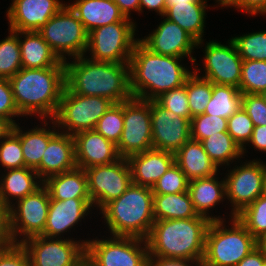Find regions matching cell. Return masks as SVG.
I'll return each instance as SVG.
<instances>
[{
  "label": "cell",
  "mask_w": 266,
  "mask_h": 266,
  "mask_svg": "<svg viewBox=\"0 0 266 266\" xmlns=\"http://www.w3.org/2000/svg\"><path fill=\"white\" fill-rule=\"evenodd\" d=\"M236 218L257 239L266 231V197L264 195L259 196L239 213Z\"/></svg>",
  "instance_id": "obj_39"
},
{
  "label": "cell",
  "mask_w": 266,
  "mask_h": 266,
  "mask_svg": "<svg viewBox=\"0 0 266 266\" xmlns=\"http://www.w3.org/2000/svg\"><path fill=\"white\" fill-rule=\"evenodd\" d=\"M201 144L210 159L220 169L229 166L233 162L241 161L242 148L234 141L228 132H218L201 141ZM237 160V161H236Z\"/></svg>",
  "instance_id": "obj_33"
},
{
  "label": "cell",
  "mask_w": 266,
  "mask_h": 266,
  "mask_svg": "<svg viewBox=\"0 0 266 266\" xmlns=\"http://www.w3.org/2000/svg\"><path fill=\"white\" fill-rule=\"evenodd\" d=\"M238 9L252 16L258 13L266 15V0H241V5L237 8V11Z\"/></svg>",
  "instance_id": "obj_51"
},
{
  "label": "cell",
  "mask_w": 266,
  "mask_h": 266,
  "mask_svg": "<svg viewBox=\"0 0 266 266\" xmlns=\"http://www.w3.org/2000/svg\"><path fill=\"white\" fill-rule=\"evenodd\" d=\"M263 195L266 197V174H265V177H264Z\"/></svg>",
  "instance_id": "obj_60"
},
{
  "label": "cell",
  "mask_w": 266,
  "mask_h": 266,
  "mask_svg": "<svg viewBox=\"0 0 266 266\" xmlns=\"http://www.w3.org/2000/svg\"><path fill=\"white\" fill-rule=\"evenodd\" d=\"M239 90L242 94L266 91V61L243 60Z\"/></svg>",
  "instance_id": "obj_37"
},
{
  "label": "cell",
  "mask_w": 266,
  "mask_h": 266,
  "mask_svg": "<svg viewBox=\"0 0 266 266\" xmlns=\"http://www.w3.org/2000/svg\"><path fill=\"white\" fill-rule=\"evenodd\" d=\"M91 207L93 208L91 199L59 201L50 197L47 222L41 235L48 238H62L63 233L69 232L72 227L75 229L74 226L89 214Z\"/></svg>",
  "instance_id": "obj_21"
},
{
  "label": "cell",
  "mask_w": 266,
  "mask_h": 266,
  "mask_svg": "<svg viewBox=\"0 0 266 266\" xmlns=\"http://www.w3.org/2000/svg\"><path fill=\"white\" fill-rule=\"evenodd\" d=\"M0 116L12 126L16 124L15 117H24L18 110L9 79L0 78Z\"/></svg>",
  "instance_id": "obj_46"
},
{
  "label": "cell",
  "mask_w": 266,
  "mask_h": 266,
  "mask_svg": "<svg viewBox=\"0 0 266 266\" xmlns=\"http://www.w3.org/2000/svg\"><path fill=\"white\" fill-rule=\"evenodd\" d=\"M89 56L64 61L66 88L82 96L108 98L113 103L133 98L129 63L95 61Z\"/></svg>",
  "instance_id": "obj_1"
},
{
  "label": "cell",
  "mask_w": 266,
  "mask_h": 266,
  "mask_svg": "<svg viewBox=\"0 0 266 266\" xmlns=\"http://www.w3.org/2000/svg\"><path fill=\"white\" fill-rule=\"evenodd\" d=\"M12 125L0 116V140L11 130Z\"/></svg>",
  "instance_id": "obj_56"
},
{
  "label": "cell",
  "mask_w": 266,
  "mask_h": 266,
  "mask_svg": "<svg viewBox=\"0 0 266 266\" xmlns=\"http://www.w3.org/2000/svg\"><path fill=\"white\" fill-rule=\"evenodd\" d=\"M19 44L22 68L65 67L38 31H19Z\"/></svg>",
  "instance_id": "obj_26"
},
{
  "label": "cell",
  "mask_w": 266,
  "mask_h": 266,
  "mask_svg": "<svg viewBox=\"0 0 266 266\" xmlns=\"http://www.w3.org/2000/svg\"><path fill=\"white\" fill-rule=\"evenodd\" d=\"M153 205L155 221L187 219L198 216L188 191L153 195Z\"/></svg>",
  "instance_id": "obj_32"
},
{
  "label": "cell",
  "mask_w": 266,
  "mask_h": 266,
  "mask_svg": "<svg viewBox=\"0 0 266 266\" xmlns=\"http://www.w3.org/2000/svg\"><path fill=\"white\" fill-rule=\"evenodd\" d=\"M191 139L202 141L218 132H227V119L219 116L201 114L191 118Z\"/></svg>",
  "instance_id": "obj_42"
},
{
  "label": "cell",
  "mask_w": 266,
  "mask_h": 266,
  "mask_svg": "<svg viewBox=\"0 0 266 266\" xmlns=\"http://www.w3.org/2000/svg\"><path fill=\"white\" fill-rule=\"evenodd\" d=\"M152 147L176 153L191 139L190 120L151 100Z\"/></svg>",
  "instance_id": "obj_17"
},
{
  "label": "cell",
  "mask_w": 266,
  "mask_h": 266,
  "mask_svg": "<svg viewBox=\"0 0 266 266\" xmlns=\"http://www.w3.org/2000/svg\"><path fill=\"white\" fill-rule=\"evenodd\" d=\"M207 8V0L177 3L176 5L167 6L164 17L188 32L197 41L198 48L204 42Z\"/></svg>",
  "instance_id": "obj_29"
},
{
  "label": "cell",
  "mask_w": 266,
  "mask_h": 266,
  "mask_svg": "<svg viewBox=\"0 0 266 266\" xmlns=\"http://www.w3.org/2000/svg\"><path fill=\"white\" fill-rule=\"evenodd\" d=\"M123 131L117 146L121 158L153 149L151 100L132 98L123 102Z\"/></svg>",
  "instance_id": "obj_14"
},
{
  "label": "cell",
  "mask_w": 266,
  "mask_h": 266,
  "mask_svg": "<svg viewBox=\"0 0 266 266\" xmlns=\"http://www.w3.org/2000/svg\"><path fill=\"white\" fill-rule=\"evenodd\" d=\"M242 108L254 126H266V102L261 94H242Z\"/></svg>",
  "instance_id": "obj_47"
},
{
  "label": "cell",
  "mask_w": 266,
  "mask_h": 266,
  "mask_svg": "<svg viewBox=\"0 0 266 266\" xmlns=\"http://www.w3.org/2000/svg\"><path fill=\"white\" fill-rule=\"evenodd\" d=\"M250 144L257 151L266 153V126H254L252 137L247 145Z\"/></svg>",
  "instance_id": "obj_52"
},
{
  "label": "cell",
  "mask_w": 266,
  "mask_h": 266,
  "mask_svg": "<svg viewBox=\"0 0 266 266\" xmlns=\"http://www.w3.org/2000/svg\"><path fill=\"white\" fill-rule=\"evenodd\" d=\"M265 258L266 252L256 247L236 266H263Z\"/></svg>",
  "instance_id": "obj_53"
},
{
  "label": "cell",
  "mask_w": 266,
  "mask_h": 266,
  "mask_svg": "<svg viewBox=\"0 0 266 266\" xmlns=\"http://www.w3.org/2000/svg\"><path fill=\"white\" fill-rule=\"evenodd\" d=\"M197 64L193 65L194 72L185 81L187 90L188 105L191 112V118L204 114L205 108L212 97L213 83L200 77Z\"/></svg>",
  "instance_id": "obj_35"
},
{
  "label": "cell",
  "mask_w": 266,
  "mask_h": 266,
  "mask_svg": "<svg viewBox=\"0 0 266 266\" xmlns=\"http://www.w3.org/2000/svg\"><path fill=\"white\" fill-rule=\"evenodd\" d=\"M210 222V219L201 215L154 221L145 239L149 256L202 261Z\"/></svg>",
  "instance_id": "obj_4"
},
{
  "label": "cell",
  "mask_w": 266,
  "mask_h": 266,
  "mask_svg": "<svg viewBox=\"0 0 266 266\" xmlns=\"http://www.w3.org/2000/svg\"><path fill=\"white\" fill-rule=\"evenodd\" d=\"M183 59L154 53L138 41L129 62L133 98L155 100L164 92L184 85L194 71L182 65Z\"/></svg>",
  "instance_id": "obj_2"
},
{
  "label": "cell",
  "mask_w": 266,
  "mask_h": 266,
  "mask_svg": "<svg viewBox=\"0 0 266 266\" xmlns=\"http://www.w3.org/2000/svg\"><path fill=\"white\" fill-rule=\"evenodd\" d=\"M135 22H116L93 29L88 33L86 53L89 59L114 63H129L139 38Z\"/></svg>",
  "instance_id": "obj_9"
},
{
  "label": "cell",
  "mask_w": 266,
  "mask_h": 266,
  "mask_svg": "<svg viewBox=\"0 0 266 266\" xmlns=\"http://www.w3.org/2000/svg\"><path fill=\"white\" fill-rule=\"evenodd\" d=\"M216 3L221 7H234L235 9L238 8L241 5V0H216Z\"/></svg>",
  "instance_id": "obj_57"
},
{
  "label": "cell",
  "mask_w": 266,
  "mask_h": 266,
  "mask_svg": "<svg viewBox=\"0 0 266 266\" xmlns=\"http://www.w3.org/2000/svg\"><path fill=\"white\" fill-rule=\"evenodd\" d=\"M155 101L166 110L176 113L180 117L191 121V112L188 105L187 90L185 85L164 92Z\"/></svg>",
  "instance_id": "obj_45"
},
{
  "label": "cell",
  "mask_w": 266,
  "mask_h": 266,
  "mask_svg": "<svg viewBox=\"0 0 266 266\" xmlns=\"http://www.w3.org/2000/svg\"><path fill=\"white\" fill-rule=\"evenodd\" d=\"M238 54L243 60L266 61V31L242 34L232 37Z\"/></svg>",
  "instance_id": "obj_38"
},
{
  "label": "cell",
  "mask_w": 266,
  "mask_h": 266,
  "mask_svg": "<svg viewBox=\"0 0 266 266\" xmlns=\"http://www.w3.org/2000/svg\"><path fill=\"white\" fill-rule=\"evenodd\" d=\"M175 163L180 167L190 181L210 177L218 173L219 168L210 159L200 141L185 142L175 153Z\"/></svg>",
  "instance_id": "obj_30"
},
{
  "label": "cell",
  "mask_w": 266,
  "mask_h": 266,
  "mask_svg": "<svg viewBox=\"0 0 266 266\" xmlns=\"http://www.w3.org/2000/svg\"><path fill=\"white\" fill-rule=\"evenodd\" d=\"M38 32L61 61L86 55L88 32L67 4Z\"/></svg>",
  "instance_id": "obj_7"
},
{
  "label": "cell",
  "mask_w": 266,
  "mask_h": 266,
  "mask_svg": "<svg viewBox=\"0 0 266 266\" xmlns=\"http://www.w3.org/2000/svg\"><path fill=\"white\" fill-rule=\"evenodd\" d=\"M33 236L21 242L30 266H80L85 262L87 240Z\"/></svg>",
  "instance_id": "obj_11"
},
{
  "label": "cell",
  "mask_w": 266,
  "mask_h": 266,
  "mask_svg": "<svg viewBox=\"0 0 266 266\" xmlns=\"http://www.w3.org/2000/svg\"><path fill=\"white\" fill-rule=\"evenodd\" d=\"M112 104L108 98L77 95L65 87L53 120L60 132L69 135L93 130Z\"/></svg>",
  "instance_id": "obj_10"
},
{
  "label": "cell",
  "mask_w": 266,
  "mask_h": 266,
  "mask_svg": "<svg viewBox=\"0 0 266 266\" xmlns=\"http://www.w3.org/2000/svg\"><path fill=\"white\" fill-rule=\"evenodd\" d=\"M123 124V102L113 103L98 120L94 130L117 145L121 138Z\"/></svg>",
  "instance_id": "obj_40"
},
{
  "label": "cell",
  "mask_w": 266,
  "mask_h": 266,
  "mask_svg": "<svg viewBox=\"0 0 266 266\" xmlns=\"http://www.w3.org/2000/svg\"><path fill=\"white\" fill-rule=\"evenodd\" d=\"M9 36L0 41V78L10 79L22 69L19 31L9 29Z\"/></svg>",
  "instance_id": "obj_36"
},
{
  "label": "cell",
  "mask_w": 266,
  "mask_h": 266,
  "mask_svg": "<svg viewBox=\"0 0 266 266\" xmlns=\"http://www.w3.org/2000/svg\"><path fill=\"white\" fill-rule=\"evenodd\" d=\"M148 266H202V261L169 258L160 256H149Z\"/></svg>",
  "instance_id": "obj_50"
},
{
  "label": "cell",
  "mask_w": 266,
  "mask_h": 266,
  "mask_svg": "<svg viewBox=\"0 0 266 266\" xmlns=\"http://www.w3.org/2000/svg\"><path fill=\"white\" fill-rule=\"evenodd\" d=\"M234 165L225 176L226 199L230 201L231 218L263 195L266 163L259 159ZM242 164V165H241Z\"/></svg>",
  "instance_id": "obj_12"
},
{
  "label": "cell",
  "mask_w": 266,
  "mask_h": 266,
  "mask_svg": "<svg viewBox=\"0 0 266 266\" xmlns=\"http://www.w3.org/2000/svg\"><path fill=\"white\" fill-rule=\"evenodd\" d=\"M0 266H30V258L21 243L0 248Z\"/></svg>",
  "instance_id": "obj_48"
},
{
  "label": "cell",
  "mask_w": 266,
  "mask_h": 266,
  "mask_svg": "<svg viewBox=\"0 0 266 266\" xmlns=\"http://www.w3.org/2000/svg\"><path fill=\"white\" fill-rule=\"evenodd\" d=\"M257 247L266 252V231L257 239Z\"/></svg>",
  "instance_id": "obj_58"
},
{
  "label": "cell",
  "mask_w": 266,
  "mask_h": 266,
  "mask_svg": "<svg viewBox=\"0 0 266 266\" xmlns=\"http://www.w3.org/2000/svg\"><path fill=\"white\" fill-rule=\"evenodd\" d=\"M15 104L23 116L53 119L66 87L65 67L22 68L10 79Z\"/></svg>",
  "instance_id": "obj_3"
},
{
  "label": "cell",
  "mask_w": 266,
  "mask_h": 266,
  "mask_svg": "<svg viewBox=\"0 0 266 266\" xmlns=\"http://www.w3.org/2000/svg\"><path fill=\"white\" fill-rule=\"evenodd\" d=\"M49 205L50 194L44 184L23 199L14 202L9 208L10 232L14 243H21L44 232Z\"/></svg>",
  "instance_id": "obj_13"
},
{
  "label": "cell",
  "mask_w": 266,
  "mask_h": 266,
  "mask_svg": "<svg viewBox=\"0 0 266 266\" xmlns=\"http://www.w3.org/2000/svg\"><path fill=\"white\" fill-rule=\"evenodd\" d=\"M120 8L126 18L131 19V11L140 14V0H111Z\"/></svg>",
  "instance_id": "obj_54"
},
{
  "label": "cell",
  "mask_w": 266,
  "mask_h": 266,
  "mask_svg": "<svg viewBox=\"0 0 266 266\" xmlns=\"http://www.w3.org/2000/svg\"><path fill=\"white\" fill-rule=\"evenodd\" d=\"M216 176L218 175L190 180L188 192L198 215L207 217L211 221L224 220L226 222L224 217L209 214L210 209L226 199L225 178L218 181L219 178Z\"/></svg>",
  "instance_id": "obj_25"
},
{
  "label": "cell",
  "mask_w": 266,
  "mask_h": 266,
  "mask_svg": "<svg viewBox=\"0 0 266 266\" xmlns=\"http://www.w3.org/2000/svg\"><path fill=\"white\" fill-rule=\"evenodd\" d=\"M69 7L77 15L89 33L95 28L116 22H133L126 18L111 0H75Z\"/></svg>",
  "instance_id": "obj_24"
},
{
  "label": "cell",
  "mask_w": 266,
  "mask_h": 266,
  "mask_svg": "<svg viewBox=\"0 0 266 266\" xmlns=\"http://www.w3.org/2000/svg\"><path fill=\"white\" fill-rule=\"evenodd\" d=\"M211 221L205 237V251L202 266H236L254 248L256 239L236 218L229 222Z\"/></svg>",
  "instance_id": "obj_6"
},
{
  "label": "cell",
  "mask_w": 266,
  "mask_h": 266,
  "mask_svg": "<svg viewBox=\"0 0 266 266\" xmlns=\"http://www.w3.org/2000/svg\"><path fill=\"white\" fill-rule=\"evenodd\" d=\"M133 184L152 188L175 163V154L169 151L150 149L127 158Z\"/></svg>",
  "instance_id": "obj_23"
},
{
  "label": "cell",
  "mask_w": 266,
  "mask_h": 266,
  "mask_svg": "<svg viewBox=\"0 0 266 266\" xmlns=\"http://www.w3.org/2000/svg\"><path fill=\"white\" fill-rule=\"evenodd\" d=\"M4 172L0 177V203L7 208H10L15 200L17 202L23 199L43 184L37 172L31 168L9 169Z\"/></svg>",
  "instance_id": "obj_27"
},
{
  "label": "cell",
  "mask_w": 266,
  "mask_h": 266,
  "mask_svg": "<svg viewBox=\"0 0 266 266\" xmlns=\"http://www.w3.org/2000/svg\"><path fill=\"white\" fill-rule=\"evenodd\" d=\"M253 129V122L242 107L227 119V132L242 148V155L248 152L246 145L252 137Z\"/></svg>",
  "instance_id": "obj_43"
},
{
  "label": "cell",
  "mask_w": 266,
  "mask_h": 266,
  "mask_svg": "<svg viewBox=\"0 0 266 266\" xmlns=\"http://www.w3.org/2000/svg\"><path fill=\"white\" fill-rule=\"evenodd\" d=\"M188 184L189 180L186 178V175L180 167L174 163L152 187V192L153 195L186 192L188 191Z\"/></svg>",
  "instance_id": "obj_44"
},
{
  "label": "cell",
  "mask_w": 266,
  "mask_h": 266,
  "mask_svg": "<svg viewBox=\"0 0 266 266\" xmlns=\"http://www.w3.org/2000/svg\"><path fill=\"white\" fill-rule=\"evenodd\" d=\"M261 95H262L264 101L266 102V91L262 92Z\"/></svg>",
  "instance_id": "obj_61"
},
{
  "label": "cell",
  "mask_w": 266,
  "mask_h": 266,
  "mask_svg": "<svg viewBox=\"0 0 266 266\" xmlns=\"http://www.w3.org/2000/svg\"><path fill=\"white\" fill-rule=\"evenodd\" d=\"M199 0H166L167 6L168 5H176L177 3H186V2H196Z\"/></svg>",
  "instance_id": "obj_59"
},
{
  "label": "cell",
  "mask_w": 266,
  "mask_h": 266,
  "mask_svg": "<svg viewBox=\"0 0 266 266\" xmlns=\"http://www.w3.org/2000/svg\"><path fill=\"white\" fill-rule=\"evenodd\" d=\"M148 257L147 243L142 238L87 239L85 261L90 266H148Z\"/></svg>",
  "instance_id": "obj_8"
},
{
  "label": "cell",
  "mask_w": 266,
  "mask_h": 266,
  "mask_svg": "<svg viewBox=\"0 0 266 266\" xmlns=\"http://www.w3.org/2000/svg\"><path fill=\"white\" fill-rule=\"evenodd\" d=\"M156 11L159 16H164L167 3L166 0H140V13L143 12V9Z\"/></svg>",
  "instance_id": "obj_55"
},
{
  "label": "cell",
  "mask_w": 266,
  "mask_h": 266,
  "mask_svg": "<svg viewBox=\"0 0 266 266\" xmlns=\"http://www.w3.org/2000/svg\"><path fill=\"white\" fill-rule=\"evenodd\" d=\"M73 138L77 168L108 165L121 158L117 146L94 129L78 132Z\"/></svg>",
  "instance_id": "obj_20"
},
{
  "label": "cell",
  "mask_w": 266,
  "mask_h": 266,
  "mask_svg": "<svg viewBox=\"0 0 266 266\" xmlns=\"http://www.w3.org/2000/svg\"><path fill=\"white\" fill-rule=\"evenodd\" d=\"M209 41L203 50L205 73L201 77L214 84L239 88L243 59L234 42L230 39L226 45L215 40Z\"/></svg>",
  "instance_id": "obj_16"
},
{
  "label": "cell",
  "mask_w": 266,
  "mask_h": 266,
  "mask_svg": "<svg viewBox=\"0 0 266 266\" xmlns=\"http://www.w3.org/2000/svg\"><path fill=\"white\" fill-rule=\"evenodd\" d=\"M84 170L93 208L97 207L99 210L109 201L120 197L133 183L127 158Z\"/></svg>",
  "instance_id": "obj_15"
},
{
  "label": "cell",
  "mask_w": 266,
  "mask_h": 266,
  "mask_svg": "<svg viewBox=\"0 0 266 266\" xmlns=\"http://www.w3.org/2000/svg\"><path fill=\"white\" fill-rule=\"evenodd\" d=\"M80 266H90L86 261L83 263V264H81Z\"/></svg>",
  "instance_id": "obj_62"
},
{
  "label": "cell",
  "mask_w": 266,
  "mask_h": 266,
  "mask_svg": "<svg viewBox=\"0 0 266 266\" xmlns=\"http://www.w3.org/2000/svg\"><path fill=\"white\" fill-rule=\"evenodd\" d=\"M14 244L10 232L9 208L0 203V248H7Z\"/></svg>",
  "instance_id": "obj_49"
},
{
  "label": "cell",
  "mask_w": 266,
  "mask_h": 266,
  "mask_svg": "<svg viewBox=\"0 0 266 266\" xmlns=\"http://www.w3.org/2000/svg\"><path fill=\"white\" fill-rule=\"evenodd\" d=\"M151 34L139 39V41L150 51L178 58H190V62L196 64L193 57L197 41L178 24L164 19Z\"/></svg>",
  "instance_id": "obj_18"
},
{
  "label": "cell",
  "mask_w": 266,
  "mask_h": 266,
  "mask_svg": "<svg viewBox=\"0 0 266 266\" xmlns=\"http://www.w3.org/2000/svg\"><path fill=\"white\" fill-rule=\"evenodd\" d=\"M64 5L60 0H12L6 12L9 29L38 31Z\"/></svg>",
  "instance_id": "obj_19"
},
{
  "label": "cell",
  "mask_w": 266,
  "mask_h": 266,
  "mask_svg": "<svg viewBox=\"0 0 266 266\" xmlns=\"http://www.w3.org/2000/svg\"><path fill=\"white\" fill-rule=\"evenodd\" d=\"M43 126L37 125L35 128L29 129V131H23L19 123L12 126L11 130L20 138L22 153L25 160V167L36 169L41 162L43 153L47 148L49 140L59 131L56 130V123L50 119L52 123V129L49 127L47 119H41ZM49 125V127H47ZM46 127V128H45Z\"/></svg>",
  "instance_id": "obj_28"
},
{
  "label": "cell",
  "mask_w": 266,
  "mask_h": 266,
  "mask_svg": "<svg viewBox=\"0 0 266 266\" xmlns=\"http://www.w3.org/2000/svg\"><path fill=\"white\" fill-rule=\"evenodd\" d=\"M99 211L111 236L146 239L155 221L152 188L132 183Z\"/></svg>",
  "instance_id": "obj_5"
},
{
  "label": "cell",
  "mask_w": 266,
  "mask_h": 266,
  "mask_svg": "<svg viewBox=\"0 0 266 266\" xmlns=\"http://www.w3.org/2000/svg\"><path fill=\"white\" fill-rule=\"evenodd\" d=\"M0 165L5 170L25 167L20 138L12 130L0 140Z\"/></svg>",
  "instance_id": "obj_41"
},
{
  "label": "cell",
  "mask_w": 266,
  "mask_h": 266,
  "mask_svg": "<svg viewBox=\"0 0 266 266\" xmlns=\"http://www.w3.org/2000/svg\"><path fill=\"white\" fill-rule=\"evenodd\" d=\"M43 184L53 200L91 199L84 169L75 168L68 172L52 175Z\"/></svg>",
  "instance_id": "obj_31"
},
{
  "label": "cell",
  "mask_w": 266,
  "mask_h": 266,
  "mask_svg": "<svg viewBox=\"0 0 266 266\" xmlns=\"http://www.w3.org/2000/svg\"><path fill=\"white\" fill-rule=\"evenodd\" d=\"M75 150L73 135L58 131L48 142L40 165L35 169L39 179L75 169Z\"/></svg>",
  "instance_id": "obj_22"
},
{
  "label": "cell",
  "mask_w": 266,
  "mask_h": 266,
  "mask_svg": "<svg viewBox=\"0 0 266 266\" xmlns=\"http://www.w3.org/2000/svg\"><path fill=\"white\" fill-rule=\"evenodd\" d=\"M242 107V93L239 88L229 85H212V97L204 114L230 118Z\"/></svg>",
  "instance_id": "obj_34"
}]
</instances>
